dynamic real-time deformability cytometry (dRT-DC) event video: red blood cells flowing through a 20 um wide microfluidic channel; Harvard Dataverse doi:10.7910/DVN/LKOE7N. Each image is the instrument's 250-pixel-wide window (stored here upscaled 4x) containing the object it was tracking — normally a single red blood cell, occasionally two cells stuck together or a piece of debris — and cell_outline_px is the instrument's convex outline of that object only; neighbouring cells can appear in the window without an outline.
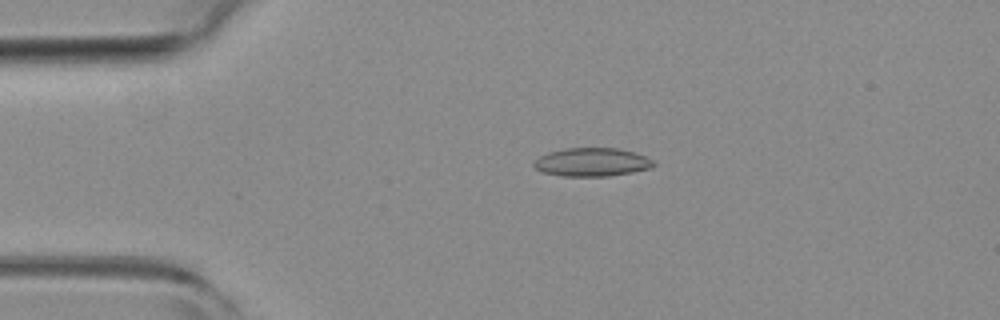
{"species": "common noctule bat (a hibernating species)", "species_latin": "Nyctalus noctula", "temperature_condition": "room temperature", "stored_images_in_passage": 4, "camera_frame_rate_fps": 3000, "um_per_image_px": 0.085, "animal": {"sex": "female", "body_mass_g": 19.3, "forearm_length_mm": 54.1}, "frame": {"image": 1, "passage_image": 3, "time_ms": 0.667, "image_size_px": [1000, 320], "cell_outline_px": [[656, 164], [648, 168], [632, 172], [608, 176], [560, 176], [540, 172], [532, 164], [540, 156], [548, 152], [568, 148], [616, 148], [632, 152], [656, 160]], "centroid_in_image_um": [50.29, 13.79], "position_along_channel_um": 34.7, "area_um2": 19.77}}